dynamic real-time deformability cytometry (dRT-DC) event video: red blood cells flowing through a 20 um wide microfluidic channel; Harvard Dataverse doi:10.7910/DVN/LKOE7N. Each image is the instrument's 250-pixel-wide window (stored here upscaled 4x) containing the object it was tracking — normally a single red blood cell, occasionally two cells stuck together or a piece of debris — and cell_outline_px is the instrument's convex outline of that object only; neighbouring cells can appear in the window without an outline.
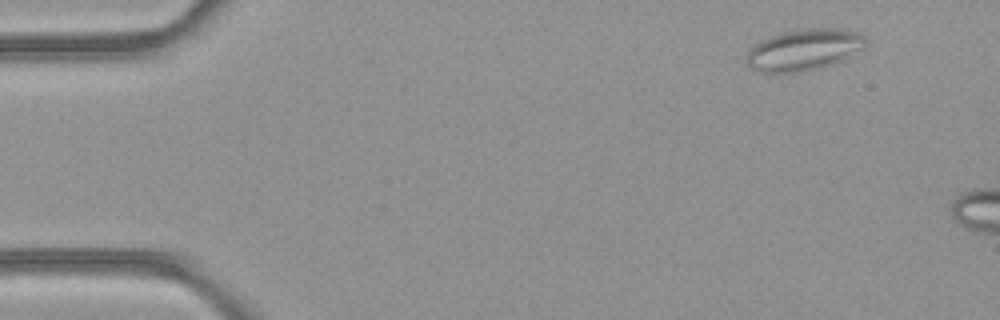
{"species": "common noctule bat (a hibernating species)", "species_latin": "Nyctalus noctula", "temperature_condition": "room temperature", "stored_images_in_passage": 5, "camera_frame_rate_fps": 3000, "um_per_image_px": 0.085, "animal": {"sex": "female", "body_mass_g": 21.9}, "frame": {"image": 1, "passage_image": 1, "time_ms": 0.0, "image_size_px": [1000, 320], "cell_outline_px": [[868, 40], [860, 48], [840, 60], [832, 64], [820, 68], [800, 72], [756, 72], [748, 64], [748, 52], [752, 44], [760, 40], [784, 32], [808, 28], [836, 28], [860, 32]], "centroid_in_image_um": [68.31, 4.22], "position_along_channel_um": 16.7, "area_um2": 28.38}}